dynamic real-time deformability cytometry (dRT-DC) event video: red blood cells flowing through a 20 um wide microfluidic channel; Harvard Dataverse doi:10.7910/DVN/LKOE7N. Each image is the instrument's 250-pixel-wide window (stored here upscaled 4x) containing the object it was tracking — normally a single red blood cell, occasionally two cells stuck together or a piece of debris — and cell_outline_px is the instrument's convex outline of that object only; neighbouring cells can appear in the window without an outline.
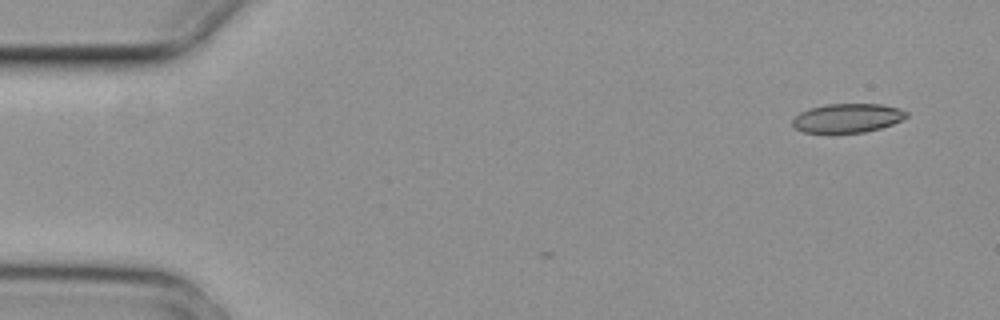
{"species": "common noctule bat (a hibernating species)", "species_latin": "Nyctalus noctula", "temperature_condition": "cold", "stored_images_in_passage": 2, "camera_frame_rate_fps": 3000, "um_per_image_px": 0.085, "animal": {"sex": "female", "body_mass_g": 29.2, "forearm_length_mm": 56.3}, "frame": {"image": 1, "passage_image": 2, "time_ms": 0.333, "image_size_px": [1000, 320], "cell_outline_px": [[908, 116], [892, 124], [880, 128], [864, 132], [832, 136], [804, 132], [796, 128], [792, 124], [792, 120], [800, 112], [812, 108], [828, 104], [880, 104], [900, 108], [908, 112]], "centroid_in_image_um": [72.01, 10.08], "position_along_channel_um": 13.0, "area_um2": 19.83}}